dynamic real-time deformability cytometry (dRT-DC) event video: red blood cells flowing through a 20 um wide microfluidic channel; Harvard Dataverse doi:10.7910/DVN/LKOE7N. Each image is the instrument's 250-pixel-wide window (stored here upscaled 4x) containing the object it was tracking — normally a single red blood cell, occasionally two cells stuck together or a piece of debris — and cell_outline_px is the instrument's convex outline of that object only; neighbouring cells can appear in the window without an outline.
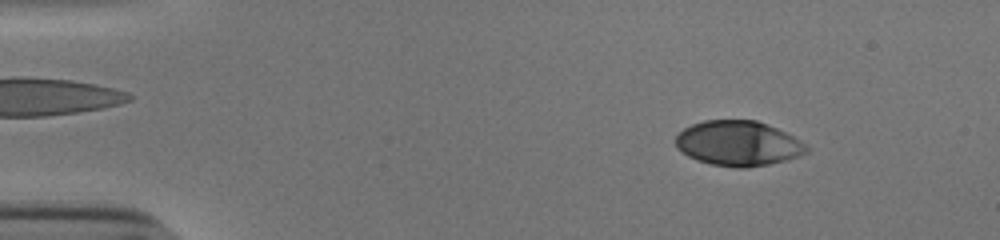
{"species": "human", "species_latin": "Homo sapiens", "temperature_condition": "cold", "stored_images_in_passage": 53, "camera_frame_rate_fps": 3000, "um_per_image_px": 0.085, "donor": {"sex": "male"}, "frame": {"image": 1, "passage_image": 7, "time_ms": 2.0, "image_size_px": [1000, 240], "cell_outline_px": [[808, 152], [784, 160], [768, 164], [744, 168], [736, 168], [712, 164], [696, 160], [688, 156], [676, 148], [676, 136], [684, 128], [692, 124], [704, 120], [756, 120], [776, 128], [792, 136], [804, 144], [808, 148]], "centroid_in_image_um": [62.7, 12.19], "position_along_channel_um": 22.3, "area_um2": 33.99}}
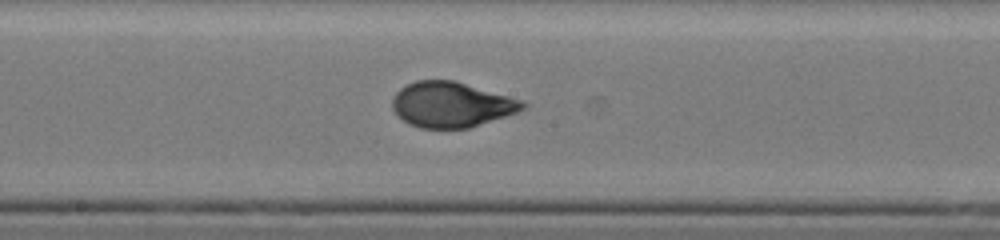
{"frame": {"image": 2, "passage_image": 29, "time_ms": 9.333, "image_size_px": [1000, 240], "cell_outline_px": [[528, 104], [524, 108], [516, 112], [468, 128], [420, 128], [408, 124], [392, 108], [392, 100], [396, 92], [400, 88], [416, 80], [452, 80], [524, 100]], "centroid_in_image_um": [38.36, 8.88], "position_along_channel_um": 209.8, "area_um2": 34.1}}
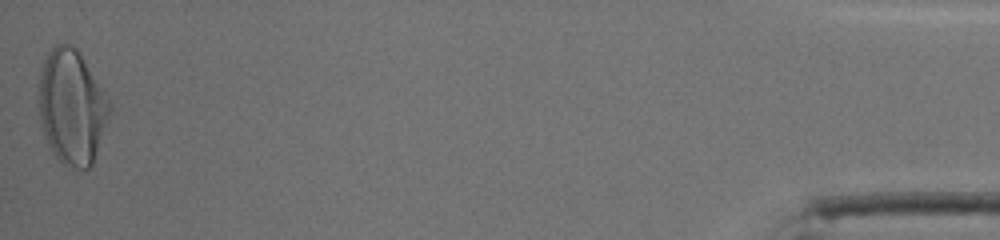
{"frame": {"image": 3, "passage_image": 53, "time_ms": 17.333, "image_size_px": [1000, 240], "cell_outline_px": [[112, 108], [92, 164], [88, 168], [76, 168], [64, 164], [52, 152], [44, 136], [40, 120], [36, 84], [40, 68], [48, 52], [56, 44], [68, 44], [76, 48], [80, 52], [108, 100]], "centroid_in_image_um": [6.05, 9.06], "position_along_channel_um": 429.1, "area_um2": 47.34}, "authors_computed_cell_mechanics": {"area_um2": 34.7956, "velocity_mm_per_s": 3.8508, "shape_relaxation_time_tau1_ms": 4.4608, "shape_relaxation_time_tau2_ms": null, "deformation_change_tau1": 0.2146, "deformation_change_tau2": null}}